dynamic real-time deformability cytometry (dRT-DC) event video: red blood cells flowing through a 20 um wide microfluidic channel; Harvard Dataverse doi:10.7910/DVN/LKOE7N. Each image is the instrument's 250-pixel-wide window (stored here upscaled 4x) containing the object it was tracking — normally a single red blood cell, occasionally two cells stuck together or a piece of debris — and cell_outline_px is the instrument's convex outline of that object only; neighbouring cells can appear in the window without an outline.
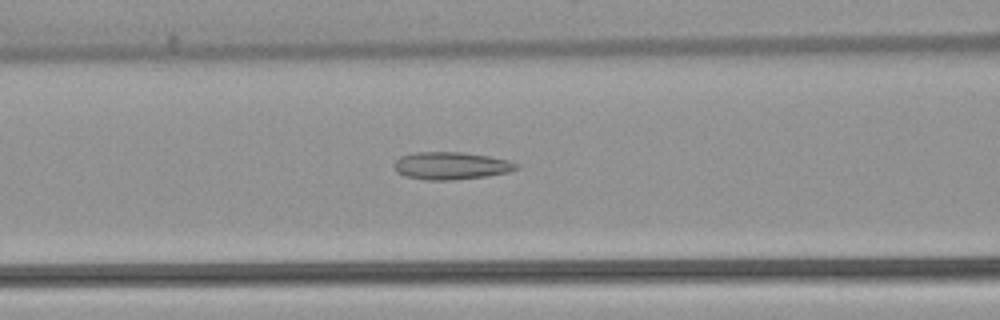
{"species": "common noctule bat (a hibernating species)", "species_latin": "Nyctalus noctula", "temperature_condition": "warm", "stored_images_in_passage": 53, "camera_frame_rate_fps": 3000, "um_per_image_px": 0.085, "animal": {"sex": "female", "body_mass_g": 22.7, "forearm_length_mm": 54.2}, "frame": {"image": 1, "passage_image": 22, "time_ms": 7.0, "image_size_px": [1000, 320], "cell_outline_px": [[520, 168], [508, 172], [488, 176], [452, 180], [424, 180], [404, 176], [396, 172], [392, 164], [400, 156], [416, 152], [464, 152], [512, 160], [520, 164]], "centroid_in_image_um": [38.36, 14.09], "position_along_channel_um": 128.2, "area_um2": 20.0}}
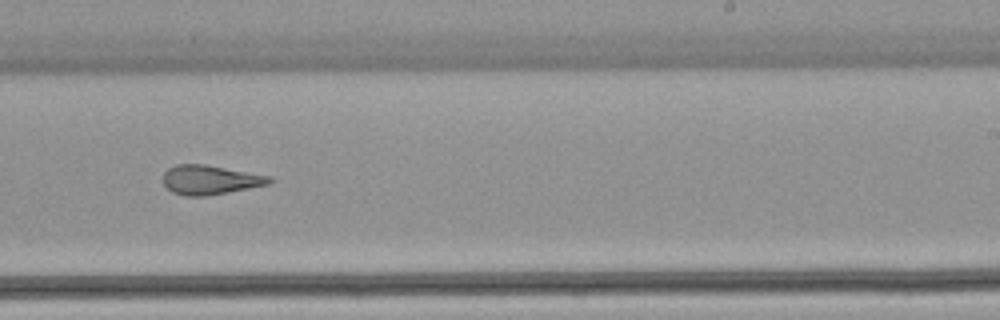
{"frame": {"image": 2, "passage_image": 33, "time_ms": 10.667, "image_size_px": [1000, 320], "cell_outline_px": [[272, 180], [268, 184], [228, 192], [204, 196], [184, 196], [172, 192], [164, 184], [164, 172], [168, 168], [176, 164], [204, 164], [272, 176]], "centroid_in_image_um": [17.84, 15.28], "position_along_channel_um": 271.2, "area_um2": 18.03}}
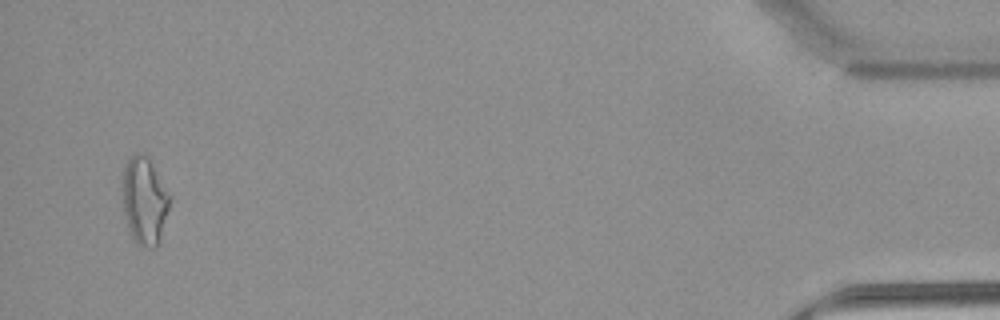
{"frame": {"image": 3, "passage_image": 51, "time_ms": 16.667, "image_size_px": [1000, 320], "cell_outline_px": [[168, 208], [160, 236], [156, 248], [144, 248], [136, 244], [128, 228], [124, 216], [120, 196], [120, 176], [128, 160], [136, 152], [140, 152], [148, 156], [168, 196]], "centroid_in_image_um": [12.17, 17.06], "position_along_channel_um": 423.0, "area_um2": 24.1}, "authors_computed_cell_mechanics": {"area_um2": 21.3282, "velocity_mm_per_s": 3.9164, "shape_relaxation_time_tau1_ms": null, "shape_relaxation_time_tau2_ms": 2.6167, "deformation_change_tau1": null, "deformation_change_tau2": 0.1364}}